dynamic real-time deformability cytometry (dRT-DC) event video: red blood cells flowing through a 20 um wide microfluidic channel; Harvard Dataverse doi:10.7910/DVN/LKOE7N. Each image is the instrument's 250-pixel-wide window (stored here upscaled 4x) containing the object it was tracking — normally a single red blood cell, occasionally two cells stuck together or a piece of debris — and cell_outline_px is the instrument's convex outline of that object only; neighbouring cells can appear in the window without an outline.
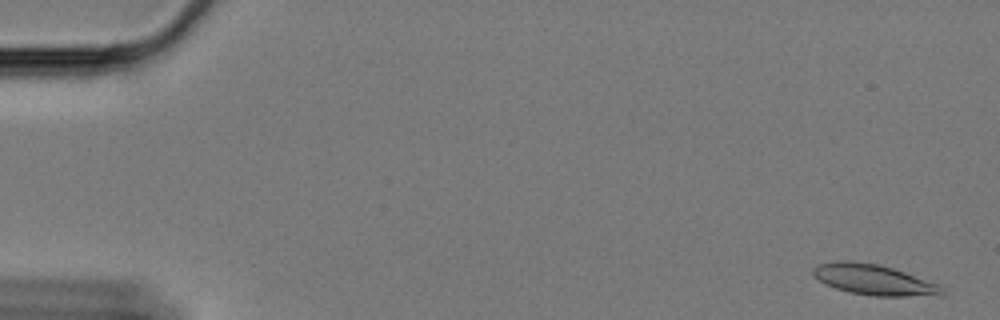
{"species": "Egyptian fruit bat (a non-hibernating species)", "species_latin": "Rousettus aegyptiacus", "temperature_condition": "cold", "stored_images_in_passage": 60, "camera_frame_rate_fps": 3000, "um_per_image_px": 0.085, "animal": {"sex": "female"}, "frame": {"image": 1, "passage_image": 2, "time_ms": 0.333, "image_size_px": [1000, 320], "cell_outline_px": [[944, 296], [872, 296], [848, 292], [836, 288], [812, 276], [812, 268], [816, 264], [836, 260], [848, 260], [876, 264], [892, 268], [940, 284], [944, 288]], "centroid_in_image_um": [74.29, 23.78], "position_along_channel_um": 10.7, "area_um2": 23.18}}
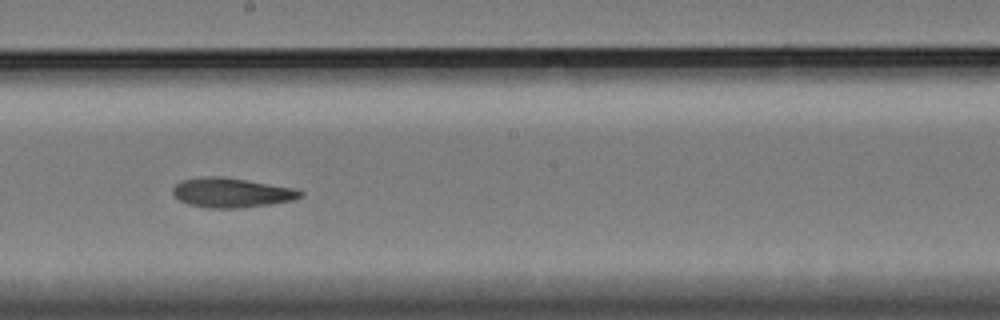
{"frame": {"image": 2, "passage_image": 34, "time_ms": 11.0, "image_size_px": [1000, 320], "cell_outline_px": [[304, 196], [296, 200], [268, 204], [236, 208], [208, 208], [188, 204], [180, 200], [172, 192], [172, 188], [180, 180], [208, 176], [220, 176], [296, 188], [304, 192]], "centroid_in_image_um": [19.71, 16.37], "position_along_channel_um": 228.5, "area_um2": 21.96}}
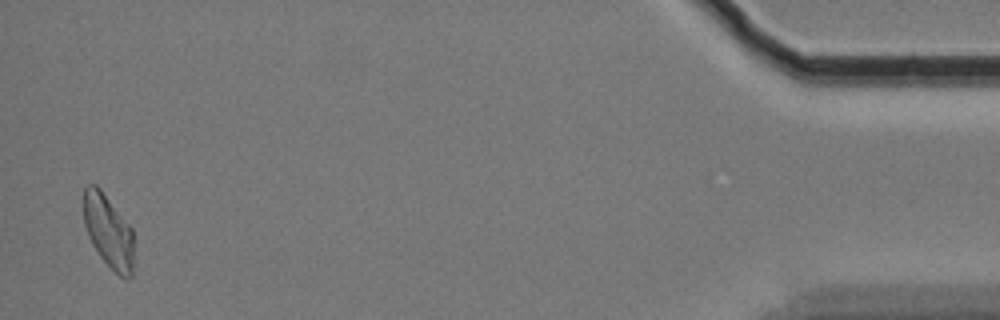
{"frame": {"image": 3, "passage_image": 59, "time_ms": 19.333, "image_size_px": [1000, 320], "cell_outline_px": [[132, 276], [120, 276], [100, 256], [92, 244], [88, 236], [84, 224], [84, 188], [88, 184], [96, 184], [100, 188], [132, 228]], "centroid_in_image_um": [9.19, 19.6], "position_along_channel_um": 426.0, "area_um2": 20.92}, "authors_computed_cell_mechanics": {"area_um2": 21.9351, "velocity_mm_per_s": 3.3299, "shape_relaxation_time_tau1_ms": null, "shape_relaxation_time_tau2_ms": 6.6214, "deformation_change_tau1": null, "deformation_change_tau2": 0.129}}